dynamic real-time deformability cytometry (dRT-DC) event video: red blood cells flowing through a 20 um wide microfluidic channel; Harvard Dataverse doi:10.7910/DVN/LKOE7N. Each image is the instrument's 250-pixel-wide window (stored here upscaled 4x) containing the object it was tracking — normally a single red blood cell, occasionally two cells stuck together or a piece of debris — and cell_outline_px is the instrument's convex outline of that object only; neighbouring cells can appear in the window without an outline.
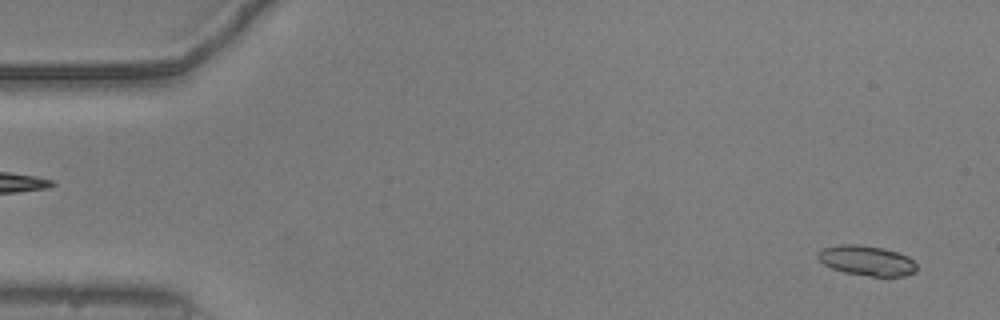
{"species": "common noctule bat (a hibernating species)", "species_latin": "Nyctalus noctula", "temperature_condition": "warm", "stored_images_in_passage": 54, "camera_frame_rate_fps": 3000, "um_per_image_px": 0.085, "animal": {"sex": "male", "body_mass_g": 20.5, "forearm_length_mm": 52.5}, "frame": {"image": 1, "passage_image": 2, "time_ms": 0.333, "image_size_px": [1000, 320], "cell_outline_px": [[916, 272], [904, 276], [872, 276], [844, 272], [832, 268], [824, 264], [816, 256], [816, 252], [824, 248], [840, 244], [856, 244], [884, 248], [908, 256], [916, 264]], "centroid_in_image_um": [73.66, 22.14], "position_along_channel_um": 11.3, "area_um2": 17.22}}
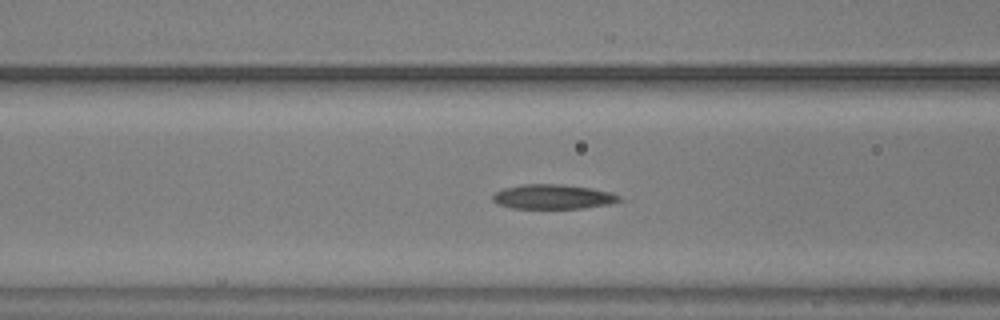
{"frame": {"image": 2, "passage_image": 21, "time_ms": 6.667, "image_size_px": [1000, 320], "cell_outline_px": [[620, 200], [612, 204], [584, 208], [512, 208], [496, 204], [492, 200], [492, 196], [496, 192], [504, 188], [524, 184], [560, 184], [588, 188], [612, 192], [620, 196]], "centroid_in_image_um": [46.99, 16.73], "position_along_channel_um": 119.6, "area_um2": 18.09}}
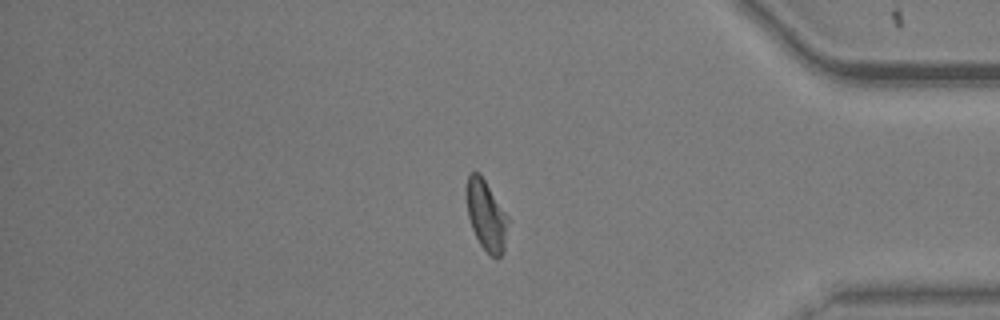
{"frame": {"image": 3, "passage_image": 45, "time_ms": 14.667, "image_size_px": [1000, 320], "cell_outline_px": [[508, 220], [504, 252], [496, 260], [480, 244], [472, 228], [468, 216], [464, 192], [468, 172], [480, 172], [508, 216]], "centroid_in_image_um": [41.3, 18.26], "position_along_channel_um": 393.9, "area_um2": 17.28}, "authors_computed_cell_mechanics": {"area_um2": 17.8602, "velocity_mm_per_s": 3.7554, "shape_relaxation_time_tau1_ms": 8.5548, "shape_relaxation_time_tau2_ms": 2.8126, "deformation_change_tau1": 0.2106, "deformation_change_tau2": 0.0993}}